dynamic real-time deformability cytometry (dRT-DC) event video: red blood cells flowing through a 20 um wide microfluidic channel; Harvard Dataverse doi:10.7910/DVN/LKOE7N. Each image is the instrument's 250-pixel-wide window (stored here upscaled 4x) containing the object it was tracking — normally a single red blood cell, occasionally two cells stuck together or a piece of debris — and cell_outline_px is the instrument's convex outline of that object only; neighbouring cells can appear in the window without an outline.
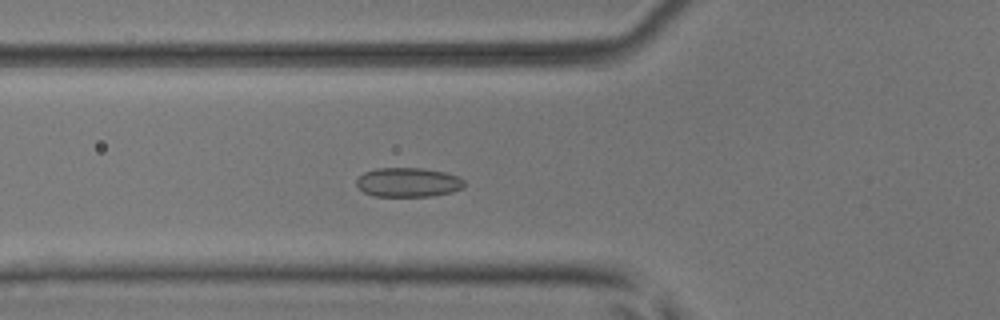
{"species": "common noctule bat (a hibernating species)", "species_latin": "Nyctalus noctula", "temperature_condition": "room temperature", "stored_images_in_passage": 39, "camera_frame_rate_fps": 3000, "um_per_image_px": 0.085, "animal": {"sex": "male", "body_mass_g": 17.9, "forearm_length_mm": 54.2}, "frame": {"image": 1, "passage_image": 5, "time_ms": 1.333, "image_size_px": [1000, 320], "cell_outline_px": [[464, 188], [452, 192], [432, 196], [376, 196], [364, 192], [356, 184], [356, 180], [364, 172], [376, 168], [424, 168], [444, 172], [460, 176], [464, 180]], "centroid_in_image_um": [34.73, 15.49], "position_along_channel_um": 91.1, "area_um2": 18.5}}
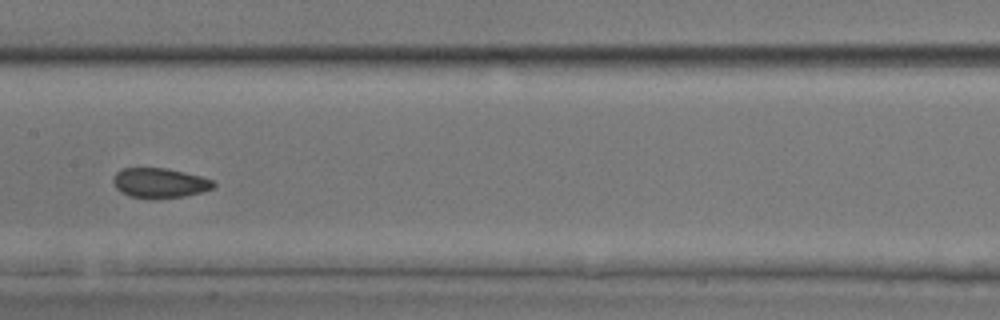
{"frame": {"image": 2, "passage_image": 13, "time_ms": 4.0, "image_size_px": [1000, 320], "cell_outline_px": [[216, 184], [212, 188], [200, 192], [184, 196], [128, 196], [120, 192], [116, 188], [112, 180], [116, 172], [120, 168], [168, 168], [200, 176], [212, 180]], "centroid_in_image_um": [13.54, 15.5], "position_along_channel_um": 193.9, "area_um2": 16.88}}
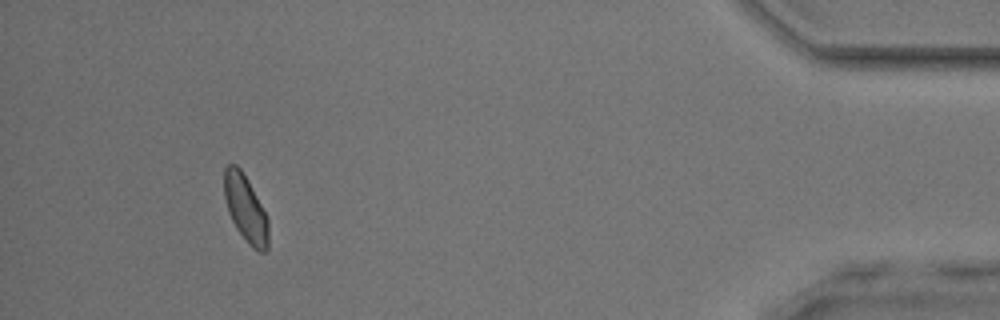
{"frame": {"image": 3, "passage_image": 35, "time_ms": 11.333, "image_size_px": [1000, 320], "cell_outline_px": [[268, 248], [264, 252], [260, 252], [252, 248], [248, 244], [236, 228], [228, 212], [224, 196], [224, 168], [228, 164], [236, 164], [240, 168], [248, 180], [268, 220]], "centroid_in_image_um": [20.85, 17.73], "position_along_channel_um": 414.3, "area_um2": 17.11}, "authors_computed_cell_mechanics": {"area_um2": 17.2244, "velocity_mm_per_s": 3.8595, "shape_relaxation_time_tau1_ms": 4.2154, "shape_relaxation_time_tau2_ms": 1.4913, "deformation_change_tau1": 0.0549, "deformation_change_tau2": 0.0583}}